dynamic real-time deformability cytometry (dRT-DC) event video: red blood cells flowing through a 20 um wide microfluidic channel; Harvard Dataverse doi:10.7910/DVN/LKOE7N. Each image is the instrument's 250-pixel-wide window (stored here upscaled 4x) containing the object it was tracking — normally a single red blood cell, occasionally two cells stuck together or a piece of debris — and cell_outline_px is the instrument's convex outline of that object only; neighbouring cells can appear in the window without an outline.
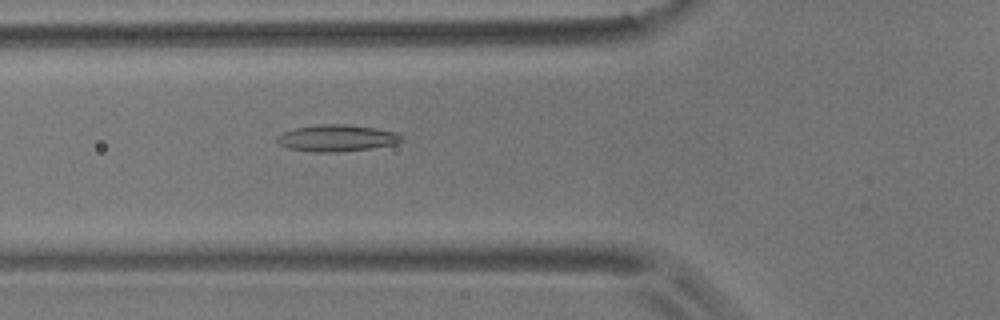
{"species": "common noctule bat (a hibernating species)", "species_latin": "Nyctalus noctula", "temperature_condition": "room temperature", "stored_images_in_passage": 56, "camera_frame_rate_fps": 3000, "um_per_image_px": 0.085, "animal": {"sex": "male", "body_mass_g": 17.9}, "frame": {"image": 1, "passage_image": 20, "time_ms": 6.333, "image_size_px": [1000, 320], "cell_outline_px": [[404, 140], [396, 144], [372, 148], [336, 152], [312, 152], [288, 148], [280, 144], [276, 140], [276, 136], [284, 132], [296, 128], [320, 124], [348, 124], [376, 128], [396, 132], [404, 136]], "centroid_in_image_um": [28.67, 11.73], "position_along_channel_um": 97.1, "area_um2": 19.48}}
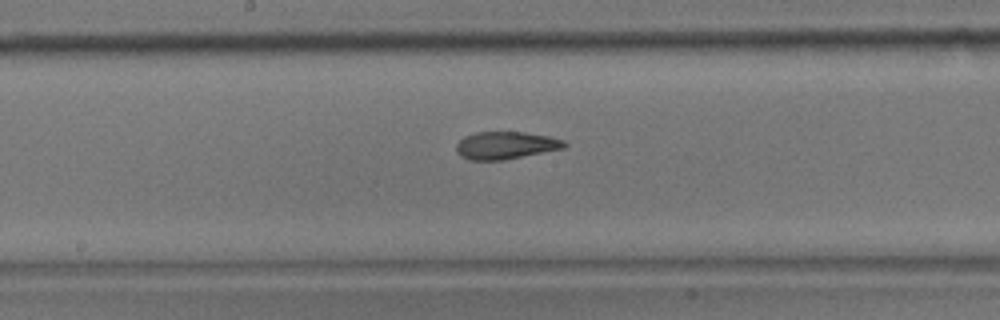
{"frame": {"image": 2, "passage_image": 29, "time_ms": 9.333, "image_size_px": [1000, 320], "cell_outline_px": [[568, 144], [564, 148], [504, 160], [468, 160], [460, 156], [456, 152], [456, 144], [464, 136], [476, 132], [524, 132], [548, 136], [564, 140]], "centroid_in_image_um": [42.96, 12.36], "position_along_channel_um": 205.2, "area_um2": 17.4}}
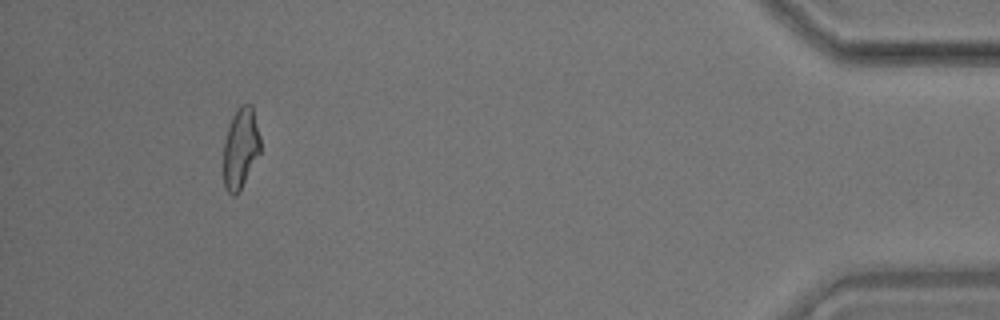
{"frame": {"image": 3, "passage_image": 52, "time_ms": 17.0, "image_size_px": [1000, 320], "cell_outline_px": [[260, 152], [236, 196], [232, 196], [224, 188], [224, 140], [228, 124], [236, 108], [240, 104], [252, 104], [260, 136]], "centroid_in_image_um": [20.43, 12.55], "position_along_channel_um": 414.8, "area_um2": 17.4}, "authors_computed_cell_mechanics": {"area_um2": 18.1203, "velocity_mm_per_s": 3.5792, "shape_relaxation_time_tau1_ms": 9.0428, "shape_relaxation_time_tau2_ms": 3.4944, "deformation_change_tau1": 0.2404, "deformation_change_tau2": 0.1095}}